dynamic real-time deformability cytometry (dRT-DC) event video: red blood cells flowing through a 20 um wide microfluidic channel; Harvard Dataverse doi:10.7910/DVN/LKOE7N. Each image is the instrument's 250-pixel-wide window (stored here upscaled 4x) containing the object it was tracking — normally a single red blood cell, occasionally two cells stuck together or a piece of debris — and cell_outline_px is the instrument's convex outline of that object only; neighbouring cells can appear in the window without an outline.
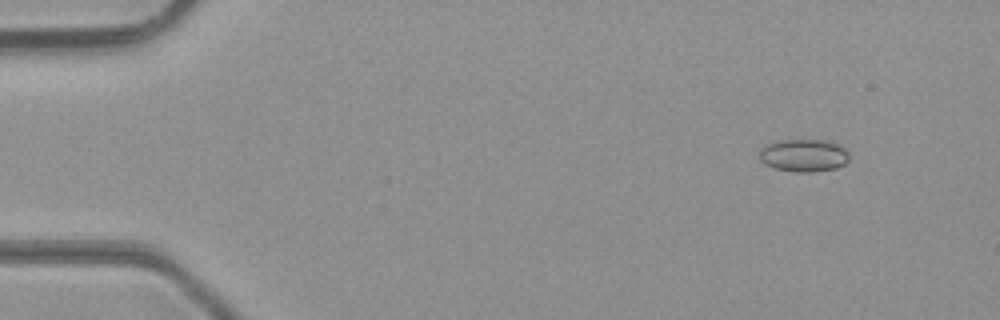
{"species": "common noctule bat (a hibernating species)", "species_latin": "Nyctalus noctula", "temperature_condition": "room temperature", "stored_images_in_passage": 49, "camera_frame_rate_fps": 3000, "um_per_image_px": 0.085, "animal": {"sex": "male", "body_mass_g": 23.1, "forearm_length_mm": 52.7}, "frame": {"image": 1, "passage_image": 6, "time_ms": 1.667, "image_size_px": [1000, 320], "cell_outline_px": [[848, 160], [844, 164], [836, 168], [812, 172], [796, 172], [776, 168], [764, 164], [760, 160], [760, 148], [764, 144], [772, 140], [828, 140], [844, 148], [848, 152]], "centroid_in_image_um": [68.27, 13.19], "position_along_channel_um": 16.7, "area_um2": 17.22}}
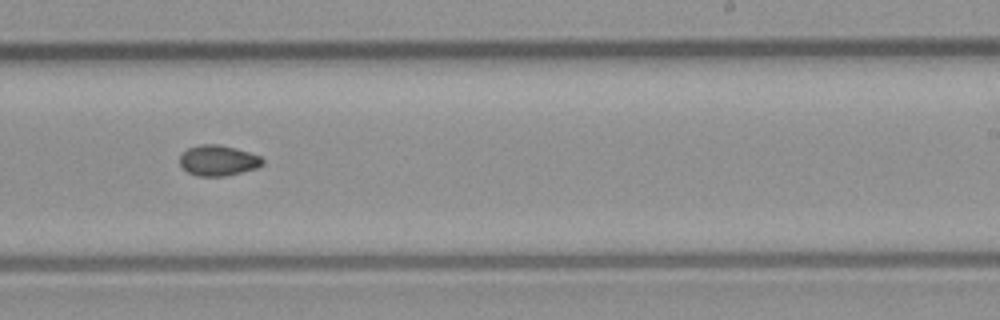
{"frame": {"image": 2, "passage_image": 31, "time_ms": 10.0, "image_size_px": [1000, 320], "cell_outline_px": [[264, 164], [256, 168], [224, 176], [200, 176], [188, 172], [180, 164], [180, 156], [188, 148], [200, 144], [220, 144], [236, 148], [260, 156], [264, 160]], "centroid_in_image_um": [18.55, 13.63], "position_along_channel_um": 270.4, "area_um2": 14.62}}
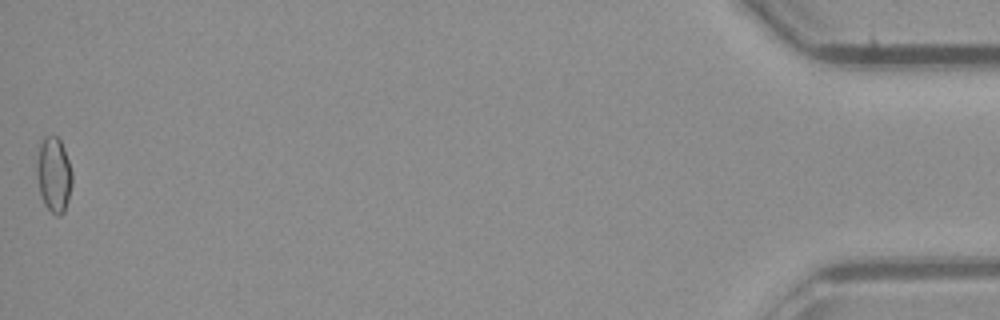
{"frame": {"image": 3, "passage_image": 49, "time_ms": 16.0, "image_size_px": [1000, 320], "cell_outline_px": [[72, 184], [64, 212], [60, 216], [56, 216], [44, 204], [40, 192], [36, 176], [36, 160], [40, 144], [44, 136], [56, 136], [60, 140], [64, 148], [72, 172]], "centroid_in_image_um": [4.56, 14.84], "position_along_channel_um": 430.6, "area_um2": 15.49}}